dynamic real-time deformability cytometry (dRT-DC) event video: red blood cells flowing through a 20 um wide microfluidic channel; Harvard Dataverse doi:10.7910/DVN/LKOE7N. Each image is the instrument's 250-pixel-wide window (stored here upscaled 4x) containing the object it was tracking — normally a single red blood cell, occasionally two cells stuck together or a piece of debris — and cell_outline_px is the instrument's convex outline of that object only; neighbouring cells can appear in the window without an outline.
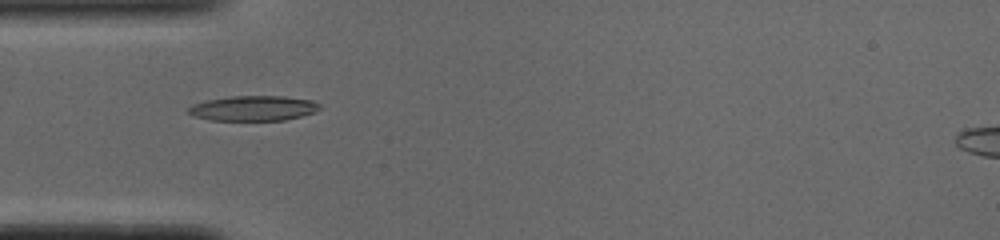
{"species": "common noctule bat (a hibernating species)", "species_latin": "Nyctalus noctula", "temperature_condition": "cold", "stored_images_in_passage": 37, "camera_frame_rate_fps": 3000, "um_per_image_px": 0.085, "animal": {"sex": "male", "body_mass_g": 19.0, "forearm_length_mm": 50.8}, "frame": {"image": 1, "passage_image": 1, "time_ms": 0.0, "image_size_px": [1000, 240], "cell_outline_px": [[320, 108], [312, 112], [300, 116], [284, 120], [212, 120], [196, 116], [188, 112], [188, 108], [192, 104], [208, 100], [232, 96], [284, 96], [312, 100], [320, 104]], "centroid_in_image_um": [21.54, 9.19], "position_along_channel_um": 63.5, "area_um2": 18.9}}
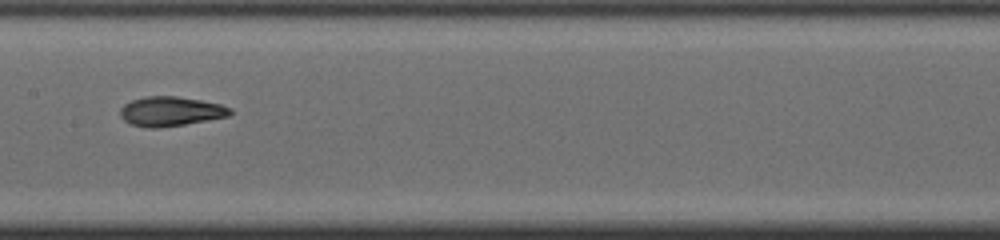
{"frame": {"image": 2, "passage_image": 11, "time_ms": 3.333, "image_size_px": [1000, 240], "cell_outline_px": [[232, 112], [228, 116], [184, 124], [156, 128], [152, 128], [132, 124], [124, 120], [120, 116], [120, 108], [124, 104], [132, 100], [144, 96], [176, 96], [200, 100], [220, 104], [232, 108]], "centroid_in_image_um": [14.49, 9.45], "position_along_channel_um": 192.9, "area_um2": 18.73}}
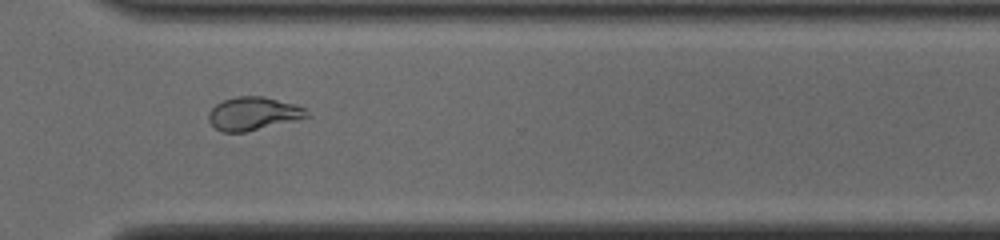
{"frame": {"image": 3, "passage_image": 23, "time_ms": 7.333, "image_size_px": [1000, 240], "cell_outline_px": [[312, 116], [296, 120], [244, 132], [224, 132], [216, 128], [208, 120], [208, 112], [216, 104], [224, 100], [236, 96], [264, 96], [296, 104], [304, 108]], "centroid_in_image_um": [21.54, 9.64], "position_along_channel_um": 349.1, "area_um2": 18.96}, "authors_computed_cell_mechanics": {"area_um2": 18.9006, "velocity_mm_per_s": 3.8903, "shape_relaxation_time_tau1_ms": 6.4641, "shape_relaxation_time_tau2_ms": 1.7104, "deformation_change_tau1": 0.226, "deformation_change_tau2": 0.0616}}